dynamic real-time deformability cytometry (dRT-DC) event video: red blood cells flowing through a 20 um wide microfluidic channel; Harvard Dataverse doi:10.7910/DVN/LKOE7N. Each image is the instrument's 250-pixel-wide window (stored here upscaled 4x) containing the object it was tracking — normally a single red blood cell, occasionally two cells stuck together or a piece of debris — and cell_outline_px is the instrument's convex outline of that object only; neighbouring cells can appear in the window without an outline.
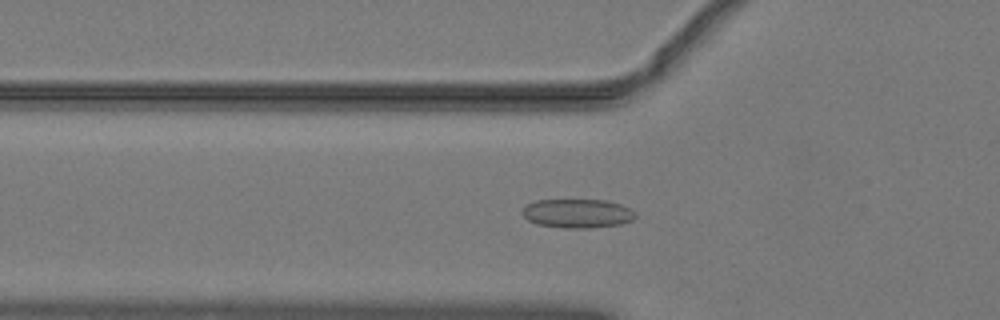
{"species": "common noctule bat (a hibernating species)", "species_latin": "Nyctalus noctula", "temperature_condition": "warm", "stored_images_in_passage": 51, "camera_frame_rate_fps": 3000, "um_per_image_px": 0.085, "animal": {"sex": "male", "body_mass_g": 19.2, "forearm_length_mm": 51.8}, "frame": {"image": 1, "passage_image": 18, "time_ms": 5.667, "image_size_px": [1000, 320], "cell_outline_px": [[636, 216], [632, 220], [620, 224], [588, 228], [564, 228], [536, 224], [528, 220], [520, 212], [528, 204], [536, 200], [604, 200], [620, 204], [636, 212]], "centroid_in_image_um": [49.07, 18.14], "position_along_channel_um": 76.7, "area_um2": 19.02}}
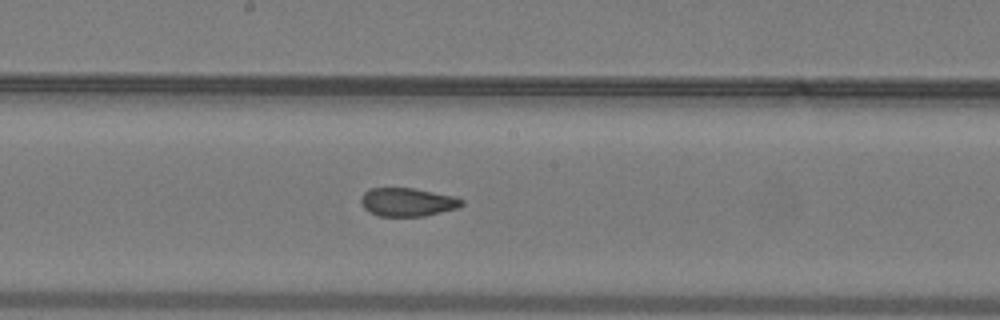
{"frame": {"image": 2, "passage_image": 28, "time_ms": 9.0, "image_size_px": [1000, 320], "cell_outline_px": [[464, 204], [460, 208], [424, 216], [380, 216], [368, 212], [364, 208], [360, 200], [364, 192], [372, 188], [412, 188], [452, 196], [464, 200]], "centroid_in_image_um": [34.64, 17.19], "position_along_channel_um": 213.6, "area_um2": 16.65}}
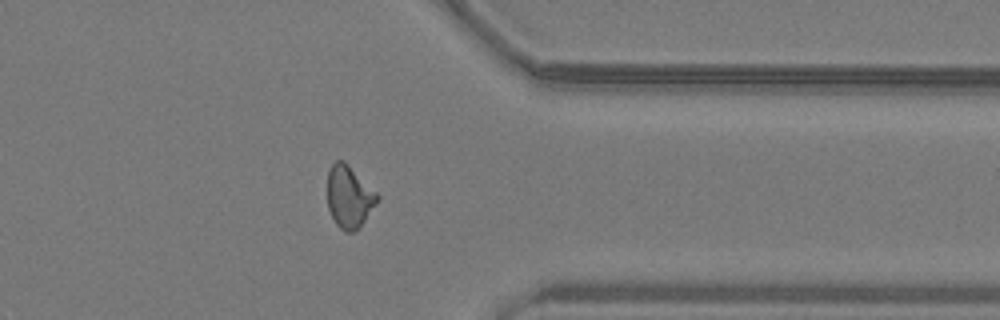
{"frame": {"image": 3, "passage_image": 41, "time_ms": 13.333, "image_size_px": [1000, 320], "cell_outline_px": [[380, 200], [364, 220], [352, 232], [344, 232], [336, 224], [328, 208], [328, 168], [336, 160], [344, 160], [380, 196]], "centroid_in_image_um": [29.67, 16.7], "position_along_channel_um": 381.7, "area_um2": 17.92}, "authors_computed_cell_mechanics": {"area_um2": 17.918, "velocity_mm_per_s": 4.0713, "shape_relaxation_time_tau1_ms": null, "shape_relaxation_time_tau2_ms": 1.3371, "deformation_change_tau1": null, "deformation_change_tau2": 0.0789}}